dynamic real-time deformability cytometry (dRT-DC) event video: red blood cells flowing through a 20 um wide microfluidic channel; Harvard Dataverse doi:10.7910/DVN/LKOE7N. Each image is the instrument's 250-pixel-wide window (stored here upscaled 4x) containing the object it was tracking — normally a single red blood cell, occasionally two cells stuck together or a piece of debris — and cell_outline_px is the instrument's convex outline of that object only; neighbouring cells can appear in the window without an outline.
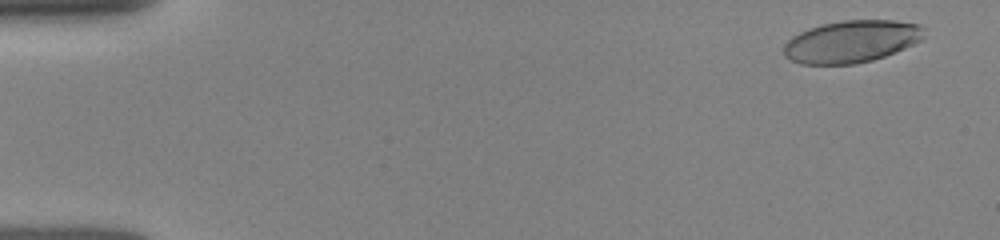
{"species": "human", "species_latin": "Homo sapiens", "temperature_condition": "room temperature", "stored_images_in_passage": 12, "camera_frame_rate_fps": 3000, "um_per_image_px": 0.085, "donor": {"sex": "female"}, "frame": {"image": 1, "passage_image": 2, "time_ms": 0.333, "image_size_px": [1000, 240], "cell_outline_px": [[924, 36], [920, 40], [904, 48], [884, 56], [872, 60], [856, 64], [800, 64], [784, 56], [784, 44], [792, 36], [808, 28], [824, 24], [844, 20], [892, 20], [920, 24], [924, 28]], "centroid_in_image_um": [72.36, 3.52], "position_along_channel_um": 12.6, "area_um2": 34.39}}
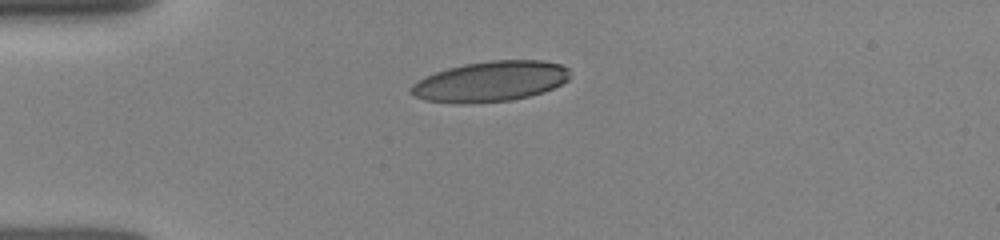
{"frame": {"image": 2, "passage_image": 8, "time_ms": 3.667, "image_size_px": [1000, 240], "cell_outline_px": [[572, 76], [568, 80], [544, 92], [512, 100], [472, 104], [456, 104], [424, 100], [412, 96], [408, 92], [408, 88], [412, 84], [424, 76], [448, 68], [464, 64], [492, 60], [544, 60], [560, 64], [568, 68]], "centroid_in_image_um": [41.65, 6.93], "position_along_channel_um": 43.4, "area_um2": 37.97}}
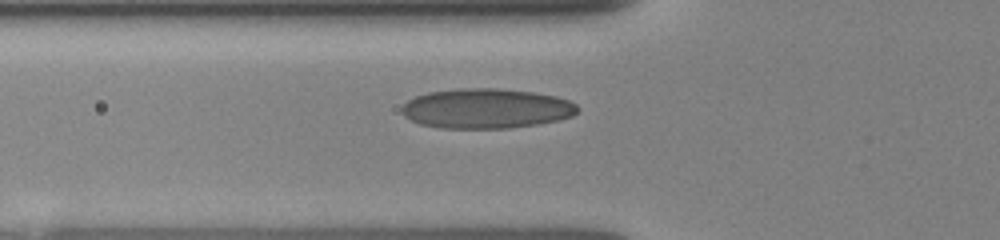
{"frame": {"image": 3, "passage_image": 11, "time_ms": 5.333, "image_size_px": [1000, 240], "cell_outline_px": [[580, 108], [572, 116], [560, 120], [536, 124], [508, 128], [440, 128], [420, 124], [404, 116], [400, 112], [400, 108], [408, 100], [416, 96], [428, 92], [460, 88], [496, 88], [532, 92], [556, 96], [568, 100], [576, 104]], "centroid_in_image_um": [41.32, 9.22], "position_along_channel_um": 84.5, "area_um2": 40.92}}